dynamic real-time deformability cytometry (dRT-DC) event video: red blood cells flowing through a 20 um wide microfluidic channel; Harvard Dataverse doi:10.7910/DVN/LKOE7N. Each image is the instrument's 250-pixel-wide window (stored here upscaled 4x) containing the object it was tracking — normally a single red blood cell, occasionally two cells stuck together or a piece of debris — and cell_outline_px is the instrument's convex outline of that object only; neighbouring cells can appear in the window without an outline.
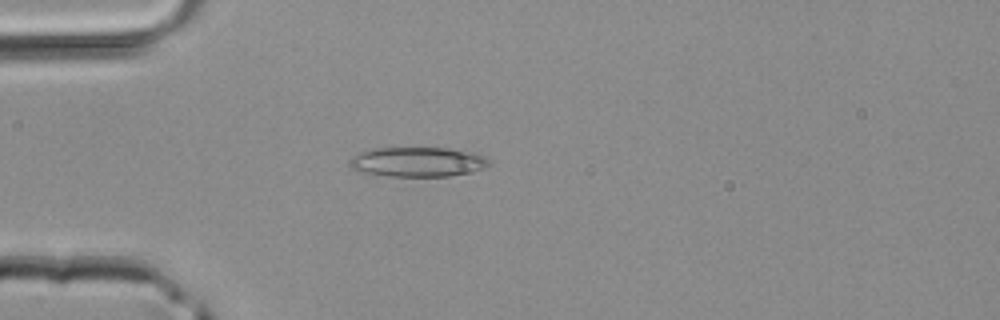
{"species": "common noctule bat (a hibernating species)", "species_latin": "Nyctalus noctula", "temperature_condition": "room temperature", "stored_images_in_passage": 38, "camera_frame_rate_fps": 3000, "um_per_image_px": 0.085, "animal": {"sex": "male", "body_mass_g": 20.4}, "frame": {"image": 1, "passage_image": 6, "time_ms": 1.667, "image_size_px": [1000, 320], "cell_outline_px": [[488, 164], [484, 168], [472, 172], [452, 176], [388, 176], [364, 172], [352, 168], [348, 164], [348, 160], [352, 156], [360, 152], [376, 148], [464, 148], [488, 156]], "centroid_in_image_um": [35.57, 13.74], "position_along_channel_um": 49.4, "area_um2": 24.51}}
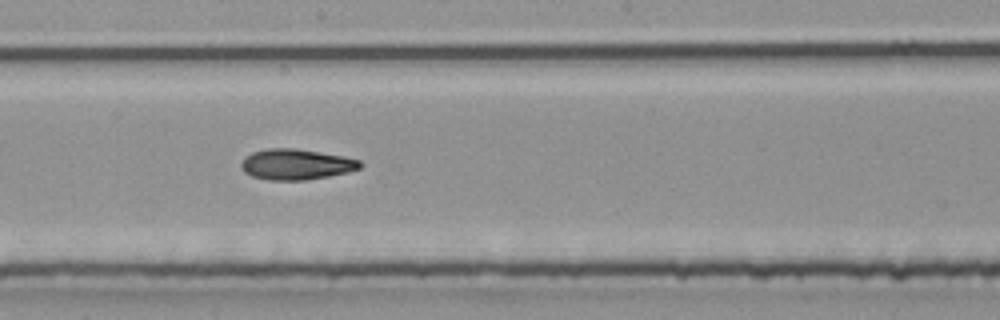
{"frame": {"image": 2, "passage_image": 18, "time_ms": 5.667, "image_size_px": [1000, 320], "cell_outline_px": [[364, 164], [360, 168], [348, 172], [328, 176], [304, 180], [268, 180], [252, 176], [244, 172], [240, 168], [240, 164], [252, 152], [268, 148], [296, 148], [344, 156], [360, 160]], "centroid_in_image_um": [25.19, 13.97], "position_along_channel_um": 223.0, "area_um2": 21.27}}
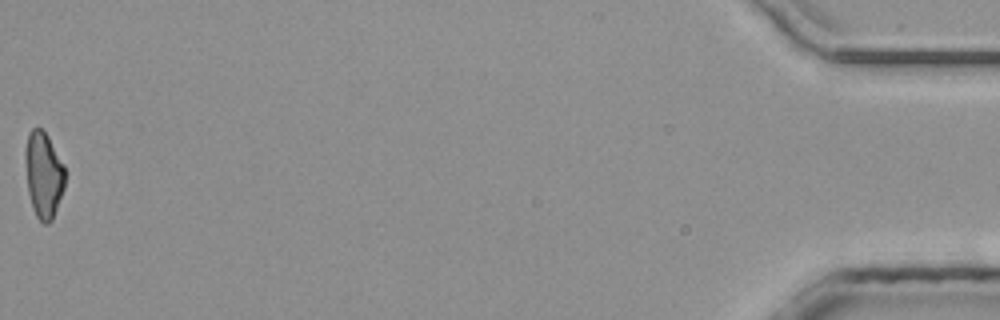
{"frame": {"image": 3, "passage_image": 38, "time_ms": 12.333, "image_size_px": [1000, 320], "cell_outline_px": [[64, 188], [52, 220], [48, 224], [44, 224], [36, 216], [32, 208], [28, 192], [24, 156], [24, 152], [28, 132], [32, 128], [40, 128], [48, 136], [64, 164]], "centroid_in_image_um": [3.68, 14.85], "position_along_channel_um": 431.5, "area_um2": 20.0}}